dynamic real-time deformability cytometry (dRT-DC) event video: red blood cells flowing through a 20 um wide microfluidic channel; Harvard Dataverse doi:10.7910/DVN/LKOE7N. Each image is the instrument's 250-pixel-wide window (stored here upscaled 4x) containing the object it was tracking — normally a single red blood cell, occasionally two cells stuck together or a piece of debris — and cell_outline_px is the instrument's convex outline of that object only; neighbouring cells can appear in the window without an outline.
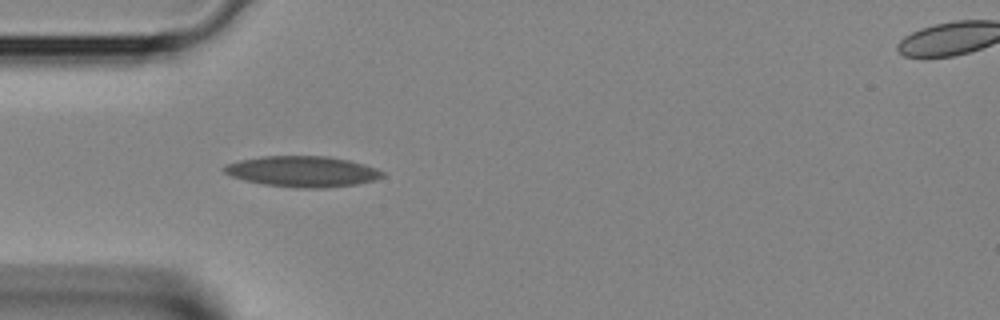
{"species": "Egyptian fruit bat (a non-hibernating species)", "species_latin": "Rousettus aegyptiacus", "temperature_condition": "room temperature", "stored_images_in_passage": 2, "segment_of_instrument_passage": [1, 2], "camera_frame_rate_fps": 3000, "um_per_image_px": 0.085, "animal": {"sex": "female"}, "frame": {"image": 1, "passage_image": 1, "time_ms": 0.0, "image_size_px": [1000, 320], "cell_outline_px": [[384, 176], [372, 180], [356, 184], [324, 188], [304, 188], [264, 184], [244, 180], [232, 176], [224, 172], [220, 168], [224, 164], [240, 160], [260, 156], [328, 156], [348, 160], [364, 164], [376, 168], [384, 172]], "centroid_in_image_um": [25.67, 14.56], "position_along_channel_um": 59.3, "area_um2": 28.32}}